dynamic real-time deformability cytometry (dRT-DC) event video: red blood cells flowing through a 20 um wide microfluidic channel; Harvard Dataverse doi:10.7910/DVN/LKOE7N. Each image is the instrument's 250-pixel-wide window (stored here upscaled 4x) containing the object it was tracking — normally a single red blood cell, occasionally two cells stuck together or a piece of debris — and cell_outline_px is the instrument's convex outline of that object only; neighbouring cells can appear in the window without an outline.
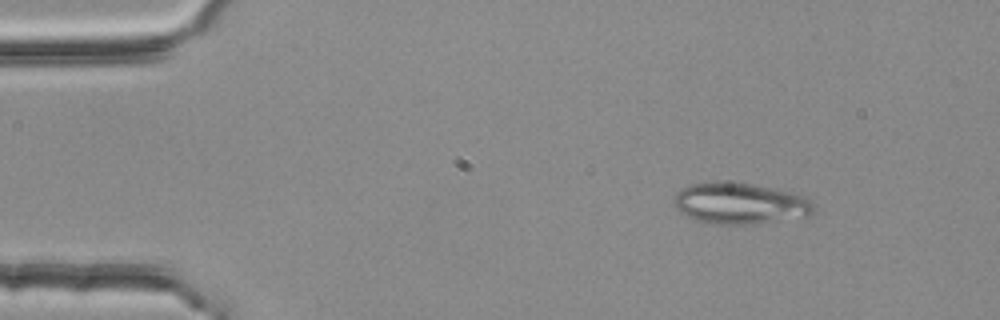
{"species": "common noctule bat (a hibernating species)", "species_latin": "Nyctalus noctula", "temperature_condition": "room temperature", "stored_images_in_passage": 48, "segment_of_instrument_passage": [1, 2], "camera_frame_rate_fps": 3000, "um_per_image_px": 0.085, "animal": {"sex": "female", "body_mass_g": 25.1}, "frame": {"image": 1, "passage_image": 2, "time_ms": 0.333, "image_size_px": [1000, 320], "cell_outline_px": [[812, 212], [808, 216], [756, 224], [712, 224], [688, 216], [680, 212], [676, 208], [672, 196], [676, 192], [692, 184], [720, 180], [752, 184], [788, 192], [804, 196], [812, 204]], "centroid_in_image_um": [62.85, 17.28], "position_along_channel_um": 22.2, "area_um2": 33.35}}